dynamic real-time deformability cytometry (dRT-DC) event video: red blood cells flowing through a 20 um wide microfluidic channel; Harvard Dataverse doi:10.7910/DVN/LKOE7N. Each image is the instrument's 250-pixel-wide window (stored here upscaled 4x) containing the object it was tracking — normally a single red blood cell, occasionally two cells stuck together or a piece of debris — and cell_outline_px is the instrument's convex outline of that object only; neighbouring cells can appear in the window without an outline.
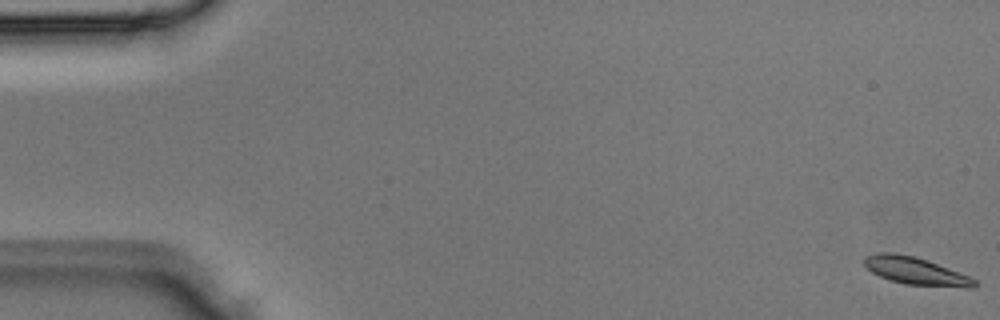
{"species": "Egyptian fruit bat (a non-hibernating species)", "species_latin": "Rousettus aegyptiacus", "temperature_condition": "room temperature", "stored_images_in_passage": 5, "camera_frame_rate_fps": 3000, "um_per_image_px": 0.085, "animal": {"sex": "male"}, "frame": {"image": 1, "passage_image": 1, "time_ms": 0.0, "image_size_px": [1000, 320], "cell_outline_px": [[976, 284], [972, 288], [968, 288], [904, 284], [880, 276], [872, 272], [864, 264], [864, 256], [876, 252], [892, 252], [912, 256], [948, 268], [968, 276], [976, 280]], "centroid_in_image_um": [77.8, 23.03], "position_along_channel_um": 7.2, "area_um2": 17.34}}